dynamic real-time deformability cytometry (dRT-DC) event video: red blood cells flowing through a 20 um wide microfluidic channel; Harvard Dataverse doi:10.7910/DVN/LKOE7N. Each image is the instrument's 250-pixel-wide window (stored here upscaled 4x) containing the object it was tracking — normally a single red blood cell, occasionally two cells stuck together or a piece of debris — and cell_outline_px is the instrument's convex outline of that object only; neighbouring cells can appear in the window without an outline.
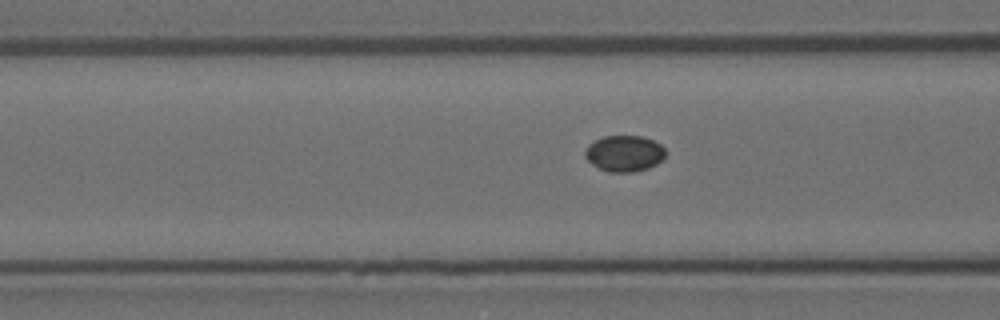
{"species": "Egyptian fruit bat (a non-hibernating species)", "species_latin": "Rousettus aegyptiacus", "temperature_condition": "room temperature", "stored_images_in_passage": 7, "camera_frame_rate_fps": 3000, "um_per_image_px": 0.085, "animal": {"sex": "female"}, "frame": {"image": 1, "passage_image": 4, "time_ms": 1.0, "image_size_px": [1000, 320], "cell_outline_px": [[668, 152], [656, 164], [648, 168], [632, 172], [608, 172], [592, 164], [584, 156], [584, 152], [588, 144], [604, 136], [640, 136], [652, 140], [660, 144]], "centroid_in_image_um": [53.06, 13.04], "position_along_channel_um": 113.5, "area_um2": 16.88}}